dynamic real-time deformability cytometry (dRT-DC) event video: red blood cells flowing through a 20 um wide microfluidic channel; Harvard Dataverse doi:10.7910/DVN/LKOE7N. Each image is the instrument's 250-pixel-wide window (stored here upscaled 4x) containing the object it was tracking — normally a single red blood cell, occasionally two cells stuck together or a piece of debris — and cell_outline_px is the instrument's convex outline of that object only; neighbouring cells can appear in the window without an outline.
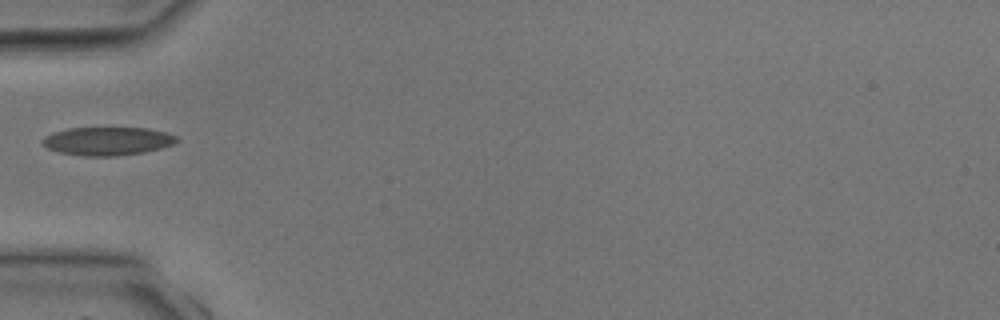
{"species": "common noctule bat (a hibernating species)", "species_latin": "Nyctalus noctula", "temperature_condition": "room temperature", "stored_images_in_passage": 4, "camera_frame_rate_fps": 3000, "um_per_image_px": 0.085, "animal": {"sex": "male", "body_mass_g": 17.9, "forearm_length_mm": 54.2}, "frame": {"image": 1, "passage_image": 4, "time_ms": 3.333, "image_size_px": [1000, 320], "cell_outline_px": [[180, 140], [172, 144], [160, 148], [144, 152], [116, 156], [84, 156], [60, 152], [48, 148], [40, 144], [40, 140], [44, 136], [52, 132], [68, 128], [148, 128], [164, 132], [176, 136]], "centroid_in_image_um": [9.09, 11.99], "position_along_channel_um": 75.9, "area_um2": 22.2}}